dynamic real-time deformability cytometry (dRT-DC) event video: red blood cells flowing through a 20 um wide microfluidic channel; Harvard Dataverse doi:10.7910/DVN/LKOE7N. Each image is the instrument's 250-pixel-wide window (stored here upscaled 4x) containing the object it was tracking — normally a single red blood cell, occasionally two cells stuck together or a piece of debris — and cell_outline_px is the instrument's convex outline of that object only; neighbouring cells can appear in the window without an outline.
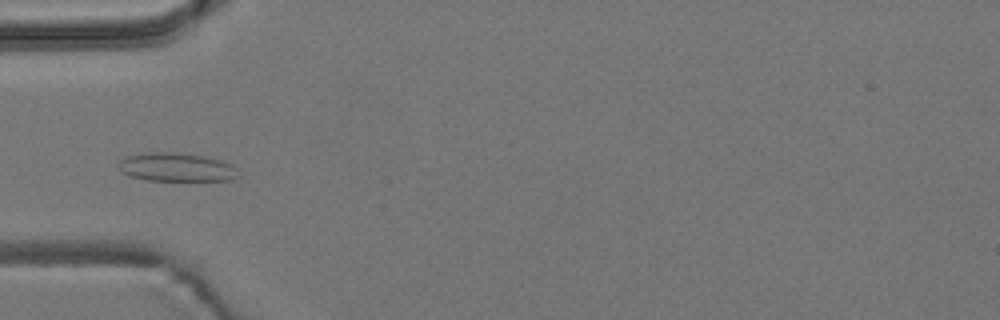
{"species": "common noctule bat (a hibernating species)", "species_latin": "Nyctalus noctula", "temperature_condition": "room temperature", "stored_images_in_passage": 8, "camera_frame_rate_fps": 3000, "um_per_image_px": 0.085, "animal": {"sex": "male", "body_mass_g": 19.2, "forearm_length_mm": 51.8}, "frame": {"image": 1, "passage_image": 6, "time_ms": 1.667, "image_size_px": [1000, 320], "cell_outline_px": [[240, 176], [232, 180], [148, 180], [132, 176], [120, 172], [116, 164], [120, 160], [128, 156], [148, 152], [176, 152], [204, 156], [220, 160], [232, 164]], "centroid_in_image_um": [14.98, 14.21], "position_along_channel_um": 70.0, "area_um2": 19.94}}
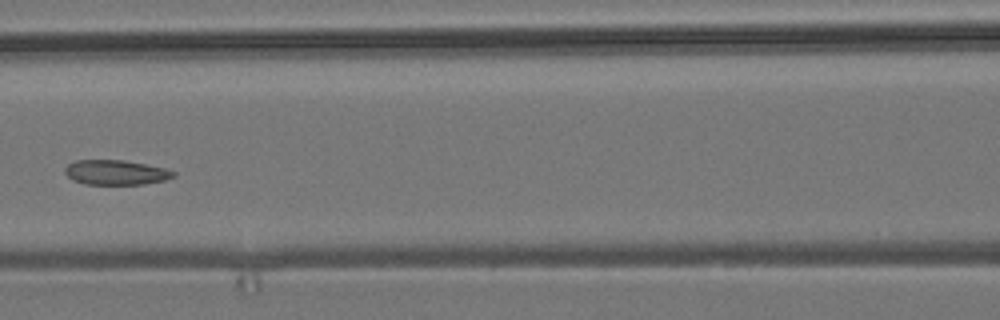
{"frame": {"image": 2, "passage_image": 8, "time_ms": 2.333, "image_size_px": [1000, 320], "cell_outline_px": [[176, 176], [164, 180], [144, 184], [84, 184], [72, 180], [64, 172], [64, 168], [68, 164], [76, 160], [124, 160], [164, 168], [176, 172]], "centroid_in_image_um": [9.82, 14.66], "position_along_channel_um": 156.8, "area_um2": 15.66}}